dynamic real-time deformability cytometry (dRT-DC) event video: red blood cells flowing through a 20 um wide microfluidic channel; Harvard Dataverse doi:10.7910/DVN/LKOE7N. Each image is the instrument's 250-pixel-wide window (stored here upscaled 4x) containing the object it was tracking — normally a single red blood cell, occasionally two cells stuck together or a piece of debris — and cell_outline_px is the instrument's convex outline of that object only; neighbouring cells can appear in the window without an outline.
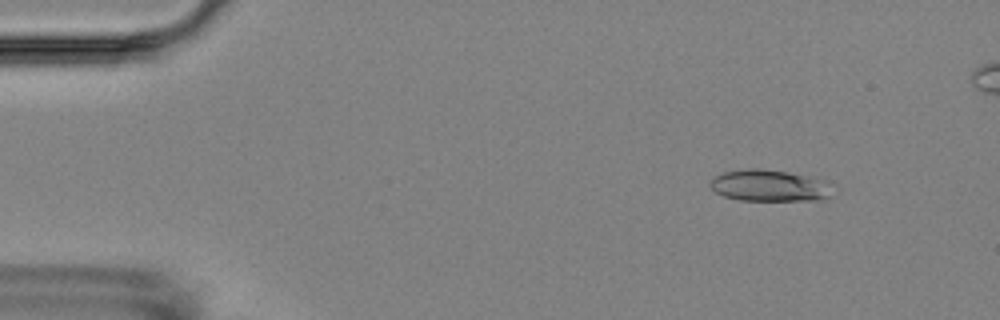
{"species": "Egyptian fruit bat (a non-hibernating species)", "species_latin": "Rousettus aegyptiacus", "temperature_condition": "room temperature", "stored_images_in_passage": 8, "camera_frame_rate_fps": 3000, "um_per_image_px": 0.085, "animal": {"sex": "female"}, "frame": {"image": 1, "passage_image": 2, "time_ms": 1.0, "image_size_px": [1000, 320], "cell_outline_px": [[828, 196], [824, 200], [740, 200], [724, 196], [716, 192], [708, 184], [716, 176], [724, 172], [748, 168], [756, 168], [788, 172], [828, 180]], "centroid_in_image_um": [65.38, 15.77], "position_along_channel_um": 19.6, "area_um2": 22.25}}
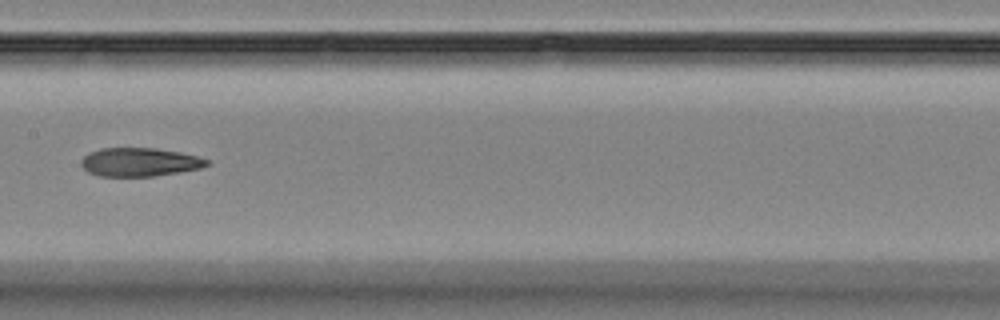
{"frame": {"image": 2, "passage_image": 8, "time_ms": 8.333, "image_size_px": [1000, 320], "cell_outline_px": [[208, 164], [200, 168], [180, 172], [152, 176], [100, 176], [88, 172], [80, 164], [80, 160], [88, 152], [100, 148], [156, 148], [180, 152], [196, 156], [208, 160]], "centroid_in_image_um": [11.82, 13.77], "position_along_channel_um": 195.6, "area_um2": 20.87}}